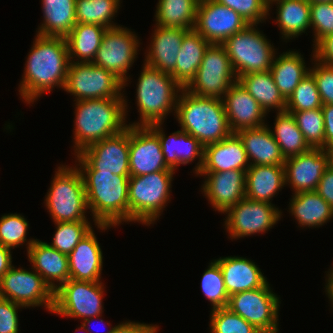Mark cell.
<instances>
[{"label":"cell","instance_id":"23","mask_svg":"<svg viewBox=\"0 0 333 333\" xmlns=\"http://www.w3.org/2000/svg\"><path fill=\"white\" fill-rule=\"evenodd\" d=\"M187 29L171 28L154 25L148 50L144 53L146 65L171 74L175 70L178 52Z\"/></svg>","mask_w":333,"mask_h":333},{"label":"cell","instance_id":"40","mask_svg":"<svg viewBox=\"0 0 333 333\" xmlns=\"http://www.w3.org/2000/svg\"><path fill=\"white\" fill-rule=\"evenodd\" d=\"M29 223L25 216L17 213L4 214L0 218V244L13 250L25 244L29 247L37 240L27 239Z\"/></svg>","mask_w":333,"mask_h":333},{"label":"cell","instance_id":"38","mask_svg":"<svg viewBox=\"0 0 333 333\" xmlns=\"http://www.w3.org/2000/svg\"><path fill=\"white\" fill-rule=\"evenodd\" d=\"M273 124L271 132L285 158L299 155L310 149L291 113L277 112Z\"/></svg>","mask_w":333,"mask_h":333},{"label":"cell","instance_id":"24","mask_svg":"<svg viewBox=\"0 0 333 333\" xmlns=\"http://www.w3.org/2000/svg\"><path fill=\"white\" fill-rule=\"evenodd\" d=\"M94 232L92 228L68 255L70 279L102 281L103 252Z\"/></svg>","mask_w":333,"mask_h":333},{"label":"cell","instance_id":"41","mask_svg":"<svg viewBox=\"0 0 333 333\" xmlns=\"http://www.w3.org/2000/svg\"><path fill=\"white\" fill-rule=\"evenodd\" d=\"M289 113L295 118L297 126L310 148L325 149V128L322 109Z\"/></svg>","mask_w":333,"mask_h":333},{"label":"cell","instance_id":"46","mask_svg":"<svg viewBox=\"0 0 333 333\" xmlns=\"http://www.w3.org/2000/svg\"><path fill=\"white\" fill-rule=\"evenodd\" d=\"M237 12L248 24L266 22L269 17V3L266 0H215Z\"/></svg>","mask_w":333,"mask_h":333},{"label":"cell","instance_id":"53","mask_svg":"<svg viewBox=\"0 0 333 333\" xmlns=\"http://www.w3.org/2000/svg\"><path fill=\"white\" fill-rule=\"evenodd\" d=\"M325 128V150L333 147V104L322 105Z\"/></svg>","mask_w":333,"mask_h":333},{"label":"cell","instance_id":"30","mask_svg":"<svg viewBox=\"0 0 333 333\" xmlns=\"http://www.w3.org/2000/svg\"><path fill=\"white\" fill-rule=\"evenodd\" d=\"M288 207L289 213L303 229L322 227L333 218V209L316 191L293 194Z\"/></svg>","mask_w":333,"mask_h":333},{"label":"cell","instance_id":"36","mask_svg":"<svg viewBox=\"0 0 333 333\" xmlns=\"http://www.w3.org/2000/svg\"><path fill=\"white\" fill-rule=\"evenodd\" d=\"M106 30L96 24L76 23L65 37L70 62L92 63Z\"/></svg>","mask_w":333,"mask_h":333},{"label":"cell","instance_id":"57","mask_svg":"<svg viewBox=\"0 0 333 333\" xmlns=\"http://www.w3.org/2000/svg\"><path fill=\"white\" fill-rule=\"evenodd\" d=\"M330 156V166L333 168V147L327 149Z\"/></svg>","mask_w":333,"mask_h":333},{"label":"cell","instance_id":"47","mask_svg":"<svg viewBox=\"0 0 333 333\" xmlns=\"http://www.w3.org/2000/svg\"><path fill=\"white\" fill-rule=\"evenodd\" d=\"M310 14L313 49L324 37L333 34V2L310 3Z\"/></svg>","mask_w":333,"mask_h":333},{"label":"cell","instance_id":"21","mask_svg":"<svg viewBox=\"0 0 333 333\" xmlns=\"http://www.w3.org/2000/svg\"><path fill=\"white\" fill-rule=\"evenodd\" d=\"M163 124L154 123L148 127L159 138L166 165L176 171L181 164H191L197 159L198 162L193 168V173L197 176L203 167L204 146L195 137L181 129L166 136L162 128Z\"/></svg>","mask_w":333,"mask_h":333},{"label":"cell","instance_id":"39","mask_svg":"<svg viewBox=\"0 0 333 333\" xmlns=\"http://www.w3.org/2000/svg\"><path fill=\"white\" fill-rule=\"evenodd\" d=\"M121 3V0H76V22L117 27L113 20Z\"/></svg>","mask_w":333,"mask_h":333},{"label":"cell","instance_id":"50","mask_svg":"<svg viewBox=\"0 0 333 333\" xmlns=\"http://www.w3.org/2000/svg\"><path fill=\"white\" fill-rule=\"evenodd\" d=\"M159 326L135 321H124L116 324L112 333H158Z\"/></svg>","mask_w":333,"mask_h":333},{"label":"cell","instance_id":"3","mask_svg":"<svg viewBox=\"0 0 333 333\" xmlns=\"http://www.w3.org/2000/svg\"><path fill=\"white\" fill-rule=\"evenodd\" d=\"M124 98L75 101L73 151L78 154L90 144L118 134L128 127V105ZM127 122V123H126Z\"/></svg>","mask_w":333,"mask_h":333},{"label":"cell","instance_id":"19","mask_svg":"<svg viewBox=\"0 0 333 333\" xmlns=\"http://www.w3.org/2000/svg\"><path fill=\"white\" fill-rule=\"evenodd\" d=\"M330 167L327 150L310 148L307 152L286 158L285 185L295 193L316 191L323 173Z\"/></svg>","mask_w":333,"mask_h":333},{"label":"cell","instance_id":"7","mask_svg":"<svg viewBox=\"0 0 333 333\" xmlns=\"http://www.w3.org/2000/svg\"><path fill=\"white\" fill-rule=\"evenodd\" d=\"M52 179L44 200L52 222L88 221L84 182L77 167L61 164Z\"/></svg>","mask_w":333,"mask_h":333},{"label":"cell","instance_id":"44","mask_svg":"<svg viewBox=\"0 0 333 333\" xmlns=\"http://www.w3.org/2000/svg\"><path fill=\"white\" fill-rule=\"evenodd\" d=\"M323 105L316 81L309 72L286 100L287 112L319 109Z\"/></svg>","mask_w":333,"mask_h":333},{"label":"cell","instance_id":"1","mask_svg":"<svg viewBox=\"0 0 333 333\" xmlns=\"http://www.w3.org/2000/svg\"><path fill=\"white\" fill-rule=\"evenodd\" d=\"M34 39L18 87L22 101L28 105L55 87L63 89L70 64L65 37L36 34Z\"/></svg>","mask_w":333,"mask_h":333},{"label":"cell","instance_id":"5","mask_svg":"<svg viewBox=\"0 0 333 333\" xmlns=\"http://www.w3.org/2000/svg\"><path fill=\"white\" fill-rule=\"evenodd\" d=\"M137 81L135 98L140 117L128 126L164 123L169 113L175 116L178 96L183 88L170 74L144 63Z\"/></svg>","mask_w":333,"mask_h":333},{"label":"cell","instance_id":"48","mask_svg":"<svg viewBox=\"0 0 333 333\" xmlns=\"http://www.w3.org/2000/svg\"><path fill=\"white\" fill-rule=\"evenodd\" d=\"M312 66L309 72L313 75L323 105L333 104V65H325L311 54ZM314 61V62H313Z\"/></svg>","mask_w":333,"mask_h":333},{"label":"cell","instance_id":"16","mask_svg":"<svg viewBox=\"0 0 333 333\" xmlns=\"http://www.w3.org/2000/svg\"><path fill=\"white\" fill-rule=\"evenodd\" d=\"M0 297L25 307H45L52 313L54 291L33 268L14 265L0 279ZM27 307V308H26Z\"/></svg>","mask_w":333,"mask_h":333},{"label":"cell","instance_id":"33","mask_svg":"<svg viewBox=\"0 0 333 333\" xmlns=\"http://www.w3.org/2000/svg\"><path fill=\"white\" fill-rule=\"evenodd\" d=\"M210 45L211 43L194 29L189 30L183 36L175 70L170 74L182 88H185L195 77L203 56Z\"/></svg>","mask_w":333,"mask_h":333},{"label":"cell","instance_id":"42","mask_svg":"<svg viewBox=\"0 0 333 333\" xmlns=\"http://www.w3.org/2000/svg\"><path fill=\"white\" fill-rule=\"evenodd\" d=\"M202 292L211 304V310L227 307L229 295L225 289L224 278L219 264L213 259L201 279Z\"/></svg>","mask_w":333,"mask_h":333},{"label":"cell","instance_id":"2","mask_svg":"<svg viewBox=\"0 0 333 333\" xmlns=\"http://www.w3.org/2000/svg\"><path fill=\"white\" fill-rule=\"evenodd\" d=\"M86 192L87 207L101 232L129 223L128 184L130 176L107 171H80ZM123 222V223H122Z\"/></svg>","mask_w":333,"mask_h":333},{"label":"cell","instance_id":"17","mask_svg":"<svg viewBox=\"0 0 333 333\" xmlns=\"http://www.w3.org/2000/svg\"><path fill=\"white\" fill-rule=\"evenodd\" d=\"M248 23L233 9L215 0H200L194 30L211 44H222Z\"/></svg>","mask_w":333,"mask_h":333},{"label":"cell","instance_id":"25","mask_svg":"<svg viewBox=\"0 0 333 333\" xmlns=\"http://www.w3.org/2000/svg\"><path fill=\"white\" fill-rule=\"evenodd\" d=\"M31 267L55 291L70 279L68 255L60 253L47 242L37 239L27 252Z\"/></svg>","mask_w":333,"mask_h":333},{"label":"cell","instance_id":"45","mask_svg":"<svg viewBox=\"0 0 333 333\" xmlns=\"http://www.w3.org/2000/svg\"><path fill=\"white\" fill-rule=\"evenodd\" d=\"M209 327L211 333H261L251 323L232 312L228 307L210 311Z\"/></svg>","mask_w":333,"mask_h":333},{"label":"cell","instance_id":"35","mask_svg":"<svg viewBox=\"0 0 333 333\" xmlns=\"http://www.w3.org/2000/svg\"><path fill=\"white\" fill-rule=\"evenodd\" d=\"M237 81L258 102L267 115L272 109H275L276 113L286 111V99L276 86L270 70L248 73L239 76Z\"/></svg>","mask_w":333,"mask_h":333},{"label":"cell","instance_id":"9","mask_svg":"<svg viewBox=\"0 0 333 333\" xmlns=\"http://www.w3.org/2000/svg\"><path fill=\"white\" fill-rule=\"evenodd\" d=\"M105 284L69 279L54 291L52 313L85 320L102 316Z\"/></svg>","mask_w":333,"mask_h":333},{"label":"cell","instance_id":"37","mask_svg":"<svg viewBox=\"0 0 333 333\" xmlns=\"http://www.w3.org/2000/svg\"><path fill=\"white\" fill-rule=\"evenodd\" d=\"M200 0H158L155 25L193 30Z\"/></svg>","mask_w":333,"mask_h":333},{"label":"cell","instance_id":"28","mask_svg":"<svg viewBox=\"0 0 333 333\" xmlns=\"http://www.w3.org/2000/svg\"><path fill=\"white\" fill-rule=\"evenodd\" d=\"M249 166L242 141L232 133L228 138L204 147L203 167L200 172L247 170Z\"/></svg>","mask_w":333,"mask_h":333},{"label":"cell","instance_id":"49","mask_svg":"<svg viewBox=\"0 0 333 333\" xmlns=\"http://www.w3.org/2000/svg\"><path fill=\"white\" fill-rule=\"evenodd\" d=\"M25 307L0 297V333H19L18 309Z\"/></svg>","mask_w":333,"mask_h":333},{"label":"cell","instance_id":"18","mask_svg":"<svg viewBox=\"0 0 333 333\" xmlns=\"http://www.w3.org/2000/svg\"><path fill=\"white\" fill-rule=\"evenodd\" d=\"M130 176L174 171L165 161L158 136L148 126L129 125Z\"/></svg>","mask_w":333,"mask_h":333},{"label":"cell","instance_id":"6","mask_svg":"<svg viewBox=\"0 0 333 333\" xmlns=\"http://www.w3.org/2000/svg\"><path fill=\"white\" fill-rule=\"evenodd\" d=\"M174 173L175 171H157L129 177V223L150 226L159 220L171 200Z\"/></svg>","mask_w":333,"mask_h":333},{"label":"cell","instance_id":"10","mask_svg":"<svg viewBox=\"0 0 333 333\" xmlns=\"http://www.w3.org/2000/svg\"><path fill=\"white\" fill-rule=\"evenodd\" d=\"M63 90L75 97L73 101L124 98L125 92L123 82L114 74L85 62H70Z\"/></svg>","mask_w":333,"mask_h":333},{"label":"cell","instance_id":"8","mask_svg":"<svg viewBox=\"0 0 333 333\" xmlns=\"http://www.w3.org/2000/svg\"><path fill=\"white\" fill-rule=\"evenodd\" d=\"M257 26L258 24H248L221 44L237 78L248 73L269 71L277 53L278 48L275 49Z\"/></svg>","mask_w":333,"mask_h":333},{"label":"cell","instance_id":"29","mask_svg":"<svg viewBox=\"0 0 333 333\" xmlns=\"http://www.w3.org/2000/svg\"><path fill=\"white\" fill-rule=\"evenodd\" d=\"M284 165H250L246 170L245 197L270 204L285 187Z\"/></svg>","mask_w":333,"mask_h":333},{"label":"cell","instance_id":"13","mask_svg":"<svg viewBox=\"0 0 333 333\" xmlns=\"http://www.w3.org/2000/svg\"><path fill=\"white\" fill-rule=\"evenodd\" d=\"M269 281L258 289L229 296L227 307L251 323L261 333H279L280 297L271 290Z\"/></svg>","mask_w":333,"mask_h":333},{"label":"cell","instance_id":"58","mask_svg":"<svg viewBox=\"0 0 333 333\" xmlns=\"http://www.w3.org/2000/svg\"><path fill=\"white\" fill-rule=\"evenodd\" d=\"M310 3H327V2H333V0H307Z\"/></svg>","mask_w":333,"mask_h":333},{"label":"cell","instance_id":"43","mask_svg":"<svg viewBox=\"0 0 333 333\" xmlns=\"http://www.w3.org/2000/svg\"><path fill=\"white\" fill-rule=\"evenodd\" d=\"M90 221L57 222L52 242L48 243L60 253L69 255L80 240L93 228Z\"/></svg>","mask_w":333,"mask_h":333},{"label":"cell","instance_id":"31","mask_svg":"<svg viewBox=\"0 0 333 333\" xmlns=\"http://www.w3.org/2000/svg\"><path fill=\"white\" fill-rule=\"evenodd\" d=\"M277 6L276 22L283 42L298 38L311 28L310 2L307 0H273L269 3V16L272 5Z\"/></svg>","mask_w":333,"mask_h":333},{"label":"cell","instance_id":"4","mask_svg":"<svg viewBox=\"0 0 333 333\" xmlns=\"http://www.w3.org/2000/svg\"><path fill=\"white\" fill-rule=\"evenodd\" d=\"M174 117L181 130L195 137L204 147L232 134L223 99L199 97L183 88Z\"/></svg>","mask_w":333,"mask_h":333},{"label":"cell","instance_id":"52","mask_svg":"<svg viewBox=\"0 0 333 333\" xmlns=\"http://www.w3.org/2000/svg\"><path fill=\"white\" fill-rule=\"evenodd\" d=\"M316 192L333 209V168L331 166L323 173L318 183Z\"/></svg>","mask_w":333,"mask_h":333},{"label":"cell","instance_id":"51","mask_svg":"<svg viewBox=\"0 0 333 333\" xmlns=\"http://www.w3.org/2000/svg\"><path fill=\"white\" fill-rule=\"evenodd\" d=\"M314 58L325 65H333V34L324 37L312 50Z\"/></svg>","mask_w":333,"mask_h":333},{"label":"cell","instance_id":"27","mask_svg":"<svg viewBox=\"0 0 333 333\" xmlns=\"http://www.w3.org/2000/svg\"><path fill=\"white\" fill-rule=\"evenodd\" d=\"M235 134L243 143L250 165H284L286 158L267 123Z\"/></svg>","mask_w":333,"mask_h":333},{"label":"cell","instance_id":"22","mask_svg":"<svg viewBox=\"0 0 333 333\" xmlns=\"http://www.w3.org/2000/svg\"><path fill=\"white\" fill-rule=\"evenodd\" d=\"M223 102L232 133L265 125L268 115L238 81L227 90Z\"/></svg>","mask_w":333,"mask_h":333},{"label":"cell","instance_id":"14","mask_svg":"<svg viewBox=\"0 0 333 333\" xmlns=\"http://www.w3.org/2000/svg\"><path fill=\"white\" fill-rule=\"evenodd\" d=\"M75 163L79 171H107L114 175L130 176L129 126L82 149L75 154Z\"/></svg>","mask_w":333,"mask_h":333},{"label":"cell","instance_id":"32","mask_svg":"<svg viewBox=\"0 0 333 333\" xmlns=\"http://www.w3.org/2000/svg\"><path fill=\"white\" fill-rule=\"evenodd\" d=\"M293 50L275 54L270 68L273 80L282 96L287 100L294 89L309 73V67L300 52Z\"/></svg>","mask_w":333,"mask_h":333},{"label":"cell","instance_id":"11","mask_svg":"<svg viewBox=\"0 0 333 333\" xmlns=\"http://www.w3.org/2000/svg\"><path fill=\"white\" fill-rule=\"evenodd\" d=\"M122 26L107 28L92 63L114 74L125 88L130 81L128 71L138 57L141 42L135 31Z\"/></svg>","mask_w":333,"mask_h":333},{"label":"cell","instance_id":"59","mask_svg":"<svg viewBox=\"0 0 333 333\" xmlns=\"http://www.w3.org/2000/svg\"><path fill=\"white\" fill-rule=\"evenodd\" d=\"M76 330L78 331L82 330L85 333H89L82 324H80V326Z\"/></svg>","mask_w":333,"mask_h":333},{"label":"cell","instance_id":"55","mask_svg":"<svg viewBox=\"0 0 333 333\" xmlns=\"http://www.w3.org/2000/svg\"><path fill=\"white\" fill-rule=\"evenodd\" d=\"M331 269H328L327 273H326V278H325V294L329 299V303H331V307L333 309V266L330 267Z\"/></svg>","mask_w":333,"mask_h":333},{"label":"cell","instance_id":"20","mask_svg":"<svg viewBox=\"0 0 333 333\" xmlns=\"http://www.w3.org/2000/svg\"><path fill=\"white\" fill-rule=\"evenodd\" d=\"M203 176L201 192L214 211L224 213L245 198L246 170L199 172Z\"/></svg>","mask_w":333,"mask_h":333},{"label":"cell","instance_id":"12","mask_svg":"<svg viewBox=\"0 0 333 333\" xmlns=\"http://www.w3.org/2000/svg\"><path fill=\"white\" fill-rule=\"evenodd\" d=\"M235 82L237 76L225 48L221 44H211L195 77L184 89L199 97L223 99Z\"/></svg>","mask_w":333,"mask_h":333},{"label":"cell","instance_id":"34","mask_svg":"<svg viewBox=\"0 0 333 333\" xmlns=\"http://www.w3.org/2000/svg\"><path fill=\"white\" fill-rule=\"evenodd\" d=\"M43 22L37 35L66 37L75 26L76 0H41Z\"/></svg>","mask_w":333,"mask_h":333},{"label":"cell","instance_id":"56","mask_svg":"<svg viewBox=\"0 0 333 333\" xmlns=\"http://www.w3.org/2000/svg\"><path fill=\"white\" fill-rule=\"evenodd\" d=\"M99 317L101 318L102 316H97V317H94V318H88V319H85L84 321H81V323L89 333H92L93 330H91L90 327H89V325L91 324V321H94L95 319L99 320L100 321L99 323H103V321H104L102 318L100 319ZM106 324H108L109 330L106 329L107 331L105 333H112L115 326H112L110 322H106ZM110 325H111V327H110ZM94 333H98V332L96 331Z\"/></svg>","mask_w":333,"mask_h":333},{"label":"cell","instance_id":"54","mask_svg":"<svg viewBox=\"0 0 333 333\" xmlns=\"http://www.w3.org/2000/svg\"><path fill=\"white\" fill-rule=\"evenodd\" d=\"M12 249L0 244V279L13 266Z\"/></svg>","mask_w":333,"mask_h":333},{"label":"cell","instance_id":"15","mask_svg":"<svg viewBox=\"0 0 333 333\" xmlns=\"http://www.w3.org/2000/svg\"><path fill=\"white\" fill-rule=\"evenodd\" d=\"M281 211L275 204L245 197L223 213L227 214L223 226L231 240L267 233L283 217Z\"/></svg>","mask_w":333,"mask_h":333},{"label":"cell","instance_id":"26","mask_svg":"<svg viewBox=\"0 0 333 333\" xmlns=\"http://www.w3.org/2000/svg\"><path fill=\"white\" fill-rule=\"evenodd\" d=\"M220 266L225 289L229 296L246 290L263 287L268 281L253 260L228 256L214 259Z\"/></svg>","mask_w":333,"mask_h":333}]
</instances>
